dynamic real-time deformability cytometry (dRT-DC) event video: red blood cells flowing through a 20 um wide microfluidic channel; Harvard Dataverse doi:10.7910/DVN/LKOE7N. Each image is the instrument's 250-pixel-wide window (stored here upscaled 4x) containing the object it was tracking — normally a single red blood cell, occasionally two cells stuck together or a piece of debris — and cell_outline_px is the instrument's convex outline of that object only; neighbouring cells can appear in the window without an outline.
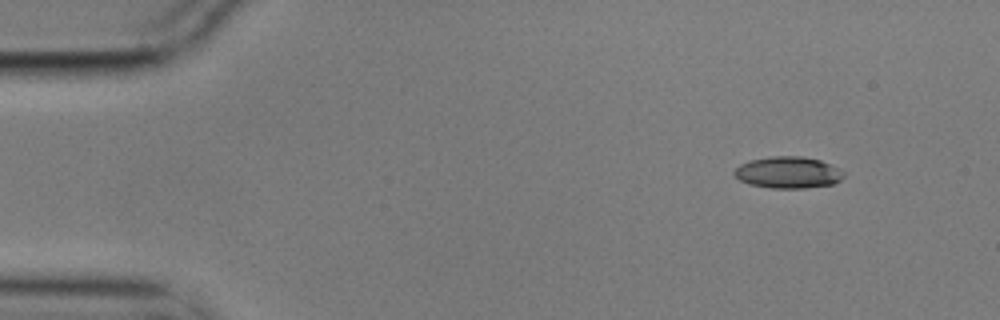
{"species": "common noctule bat (a hibernating species)", "species_latin": "Nyctalus noctula", "temperature_condition": "cold", "stored_images_in_passage": 4, "camera_frame_rate_fps": 3000, "um_per_image_px": 0.085, "animal": {"sex": "male", "body_mass_g": 17.9}, "frame": {"image": 1, "passage_image": 1, "time_ms": 0.0, "image_size_px": [1000, 320], "cell_outline_px": [[844, 176], [840, 180], [832, 184], [804, 188], [772, 188], [748, 184], [740, 180], [732, 172], [740, 164], [752, 160], [772, 156], [804, 156], [820, 160], [840, 168], [844, 172]], "centroid_in_image_um": [67.0, 14.66], "position_along_channel_um": 18.0, "area_um2": 20.17}}
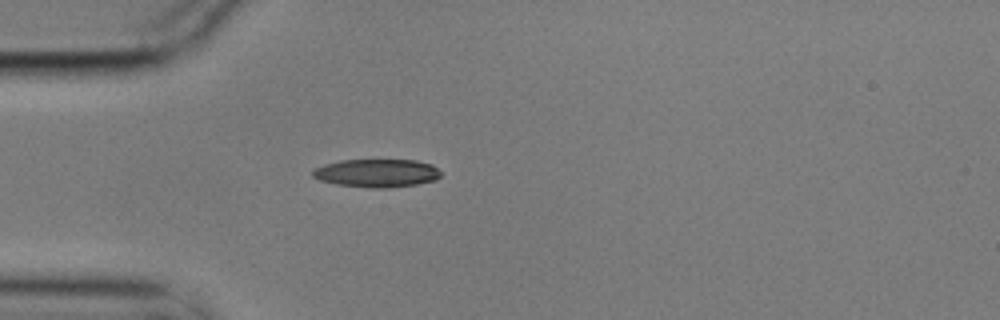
{"frame": {"image": 2, "passage_image": 4, "time_ms": 1.0, "image_size_px": [1000, 320], "cell_outline_px": [[440, 176], [436, 180], [416, 184], [388, 188], [368, 188], [336, 184], [320, 180], [312, 176], [312, 172], [316, 168], [324, 164], [340, 160], [416, 160], [432, 164], [440, 172]], "centroid_in_image_um": [32.03, 14.71], "position_along_channel_um": 53.0, "area_um2": 21.04}}